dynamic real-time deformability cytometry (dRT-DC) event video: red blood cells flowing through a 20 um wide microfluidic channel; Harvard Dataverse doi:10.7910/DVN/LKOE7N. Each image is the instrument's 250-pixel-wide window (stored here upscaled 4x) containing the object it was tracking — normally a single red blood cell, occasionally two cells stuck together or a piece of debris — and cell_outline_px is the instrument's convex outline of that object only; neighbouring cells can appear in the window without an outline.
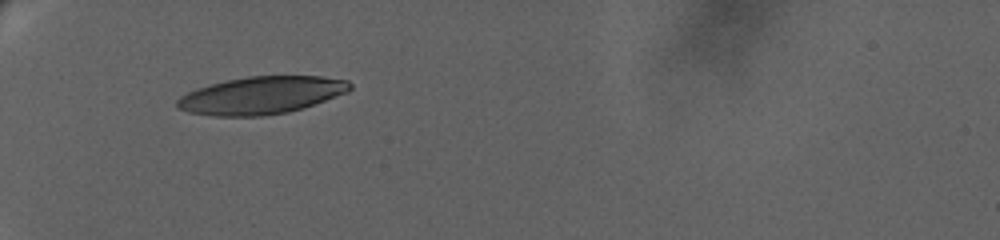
{"species": "human", "species_latin": "Homo sapiens", "temperature_condition": "warm", "stored_images_in_passage": 19, "camera_frame_rate_fps": 3000, "um_per_image_px": 0.085, "donor": {"sex": "female"}, "frame": {"image": 1, "passage_image": 1, "time_ms": 0.0, "image_size_px": [1000, 240], "cell_outline_px": [[352, 88], [348, 92], [304, 108], [288, 112], [264, 116], [216, 116], [188, 112], [176, 108], [176, 100], [180, 96], [196, 88], [228, 80], [248, 76], [320, 76], [348, 80], [352, 84]], "centroid_in_image_um": [22.22, 8.1], "position_along_channel_um": 62.8, "area_um2": 37.86}}
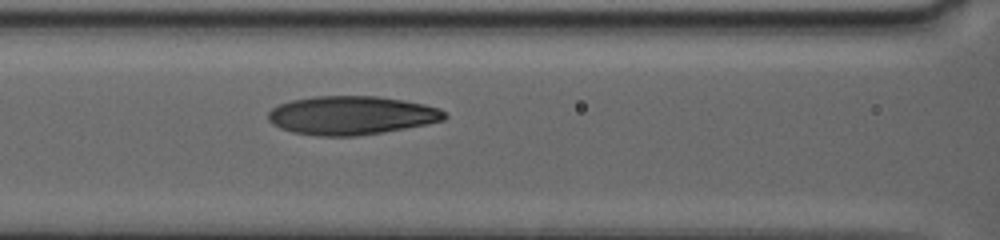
{"frame": {"image": 2, "passage_image": 9, "time_ms": 3.0, "image_size_px": [1000, 240], "cell_outline_px": [[448, 116], [444, 120], [428, 124], [356, 136], [316, 136], [292, 132], [280, 128], [272, 124], [268, 120], [268, 112], [272, 108], [280, 104], [292, 100], [312, 96], [376, 96], [404, 100], [424, 104], [440, 108]], "centroid_in_image_um": [29.86, 9.8], "position_along_channel_um": 136.7, "area_um2": 39.77}}
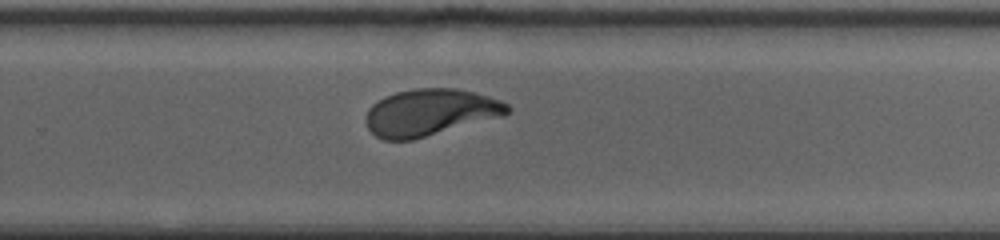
{"frame": {"image": 3, "passage_image": 19, "time_ms": 8.0, "image_size_px": [1000, 240], "cell_outline_px": [[512, 108], [504, 116], [412, 140], [384, 140], [376, 136], [368, 128], [364, 120], [368, 108], [372, 104], [384, 96], [396, 92], [416, 88], [452, 88], [472, 92], [488, 96], [500, 100], [508, 104]], "centroid_in_image_um": [36.54, 9.56], "position_along_channel_um": 293.3, "area_um2": 38.67}}